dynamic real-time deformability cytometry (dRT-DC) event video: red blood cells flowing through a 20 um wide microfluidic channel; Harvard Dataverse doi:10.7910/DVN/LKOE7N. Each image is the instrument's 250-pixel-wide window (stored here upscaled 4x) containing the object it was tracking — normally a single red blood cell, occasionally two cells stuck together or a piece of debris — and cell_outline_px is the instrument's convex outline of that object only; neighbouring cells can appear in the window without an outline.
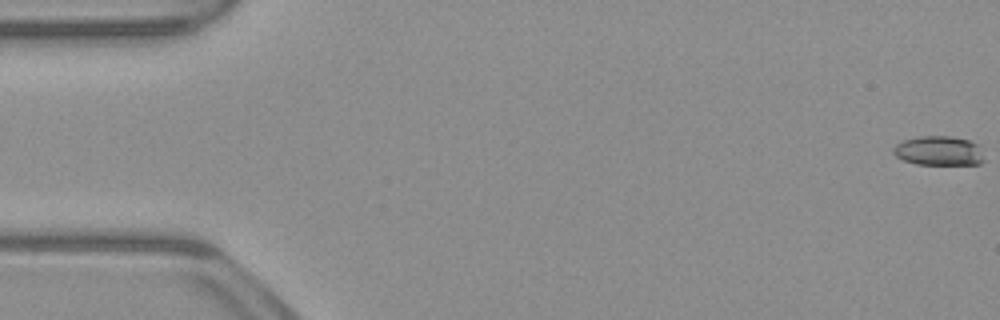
{"species": "common noctule bat (a hibernating species)", "species_latin": "Nyctalus noctula", "temperature_condition": "warm", "stored_images_in_passage": 53, "camera_frame_rate_fps": 3000, "um_per_image_px": 0.085, "animal": {"sex": "male", "body_mass_g": 23.1, "forearm_length_mm": 52.7}, "frame": {"image": 1, "passage_image": 1, "time_ms": 0.0, "image_size_px": [1000, 320], "cell_outline_px": [[984, 160], [980, 164], [916, 164], [904, 160], [896, 156], [892, 152], [892, 148], [900, 140], [920, 136], [952, 136], [968, 140], [980, 144]], "centroid_in_image_um": [79.8, 12.8], "position_along_channel_um": 5.2, "area_um2": 15.78}}
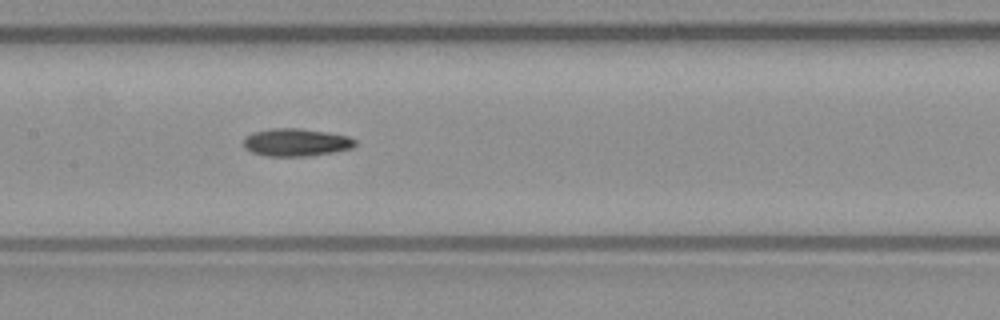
{"frame": {"image": 2, "passage_image": 26, "time_ms": 8.333, "image_size_px": [1000, 320], "cell_outline_px": [[356, 144], [352, 148], [332, 152], [308, 156], [268, 156], [252, 152], [244, 148], [244, 136], [252, 132], [272, 128], [300, 128], [348, 136], [356, 140]], "centroid_in_image_um": [25.13, 12.09], "position_along_channel_um": 182.3, "area_um2": 17.98}}
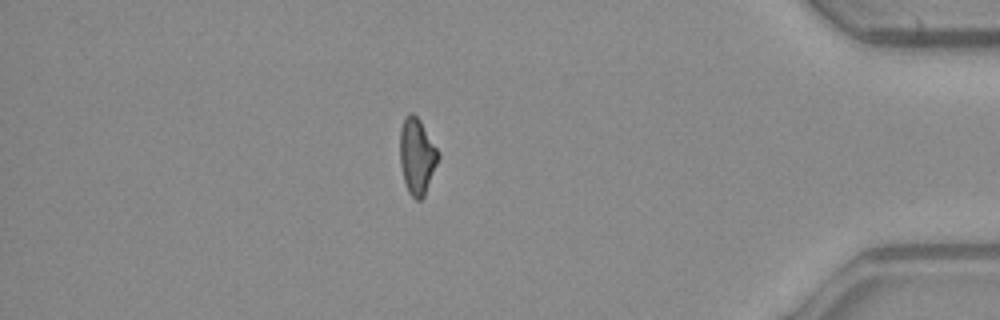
{"frame": {"image": 3, "passage_image": 46, "time_ms": 15.0, "image_size_px": [1000, 320], "cell_outline_px": [[440, 156], [424, 196], [420, 200], [416, 200], [408, 192], [404, 180], [400, 164], [400, 128], [404, 116], [408, 112], [412, 112], [420, 120], [440, 152]], "centroid_in_image_um": [35.44, 13.24], "position_along_channel_um": 399.8, "area_um2": 17.11}}